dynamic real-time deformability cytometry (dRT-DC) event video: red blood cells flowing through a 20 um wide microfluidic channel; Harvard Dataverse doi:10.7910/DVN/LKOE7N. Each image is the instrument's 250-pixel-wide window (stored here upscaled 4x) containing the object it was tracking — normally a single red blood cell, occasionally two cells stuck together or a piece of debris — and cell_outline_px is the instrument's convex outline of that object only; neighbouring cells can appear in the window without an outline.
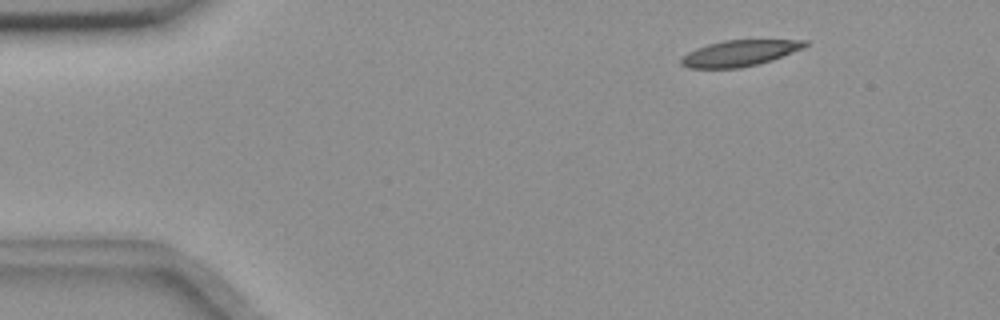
{"species": "common noctule bat (a hibernating species)", "species_latin": "Nyctalus noctula", "temperature_condition": "room temperature", "stored_images_in_passage": 2, "camera_frame_rate_fps": 3000, "um_per_image_px": 0.085, "animal": {"sex": "female", "body_mass_g": 18.4}, "frame": {"image": 1, "passage_image": 1, "time_ms": 0.0, "image_size_px": [1000, 320], "cell_outline_px": [[812, 44], [804, 48], [772, 60], [740, 68], [688, 68], [680, 64], [680, 60], [688, 52], [696, 48], [708, 44], [724, 40], [808, 40]], "centroid_in_image_um": [62.9, 4.51], "position_along_channel_um": 22.1, "area_um2": 18.84}}